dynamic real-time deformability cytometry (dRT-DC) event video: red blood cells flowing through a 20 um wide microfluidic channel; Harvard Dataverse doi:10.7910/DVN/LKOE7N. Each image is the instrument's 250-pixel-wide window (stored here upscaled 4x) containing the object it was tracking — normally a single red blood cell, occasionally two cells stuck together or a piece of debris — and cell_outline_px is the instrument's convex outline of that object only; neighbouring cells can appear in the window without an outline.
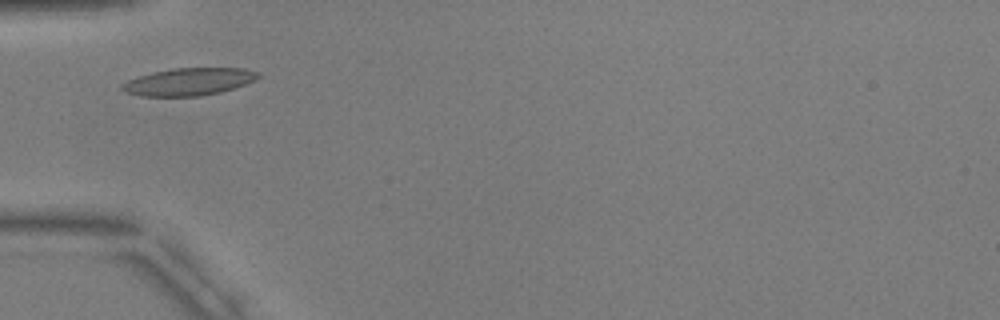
{"species": "common noctule bat (a hibernating species)", "species_latin": "Nyctalus noctula", "temperature_condition": "warm", "stored_images_in_passage": 4, "camera_frame_rate_fps": 3000, "um_per_image_px": 0.085, "animal": {"sex": "male", "body_mass_g": 17.9, "forearm_length_mm": 54.2}, "frame": {"image": 1, "passage_image": 2, "time_ms": 1.333, "image_size_px": [1000, 320], "cell_outline_px": [[260, 76], [256, 80], [220, 92], [200, 96], [140, 96], [128, 92], [120, 88], [120, 84], [128, 80], [152, 72], [172, 68], [244, 68], [260, 72]], "centroid_in_image_um": [16.06, 6.94], "position_along_channel_um": 68.9, "area_um2": 21.68}}